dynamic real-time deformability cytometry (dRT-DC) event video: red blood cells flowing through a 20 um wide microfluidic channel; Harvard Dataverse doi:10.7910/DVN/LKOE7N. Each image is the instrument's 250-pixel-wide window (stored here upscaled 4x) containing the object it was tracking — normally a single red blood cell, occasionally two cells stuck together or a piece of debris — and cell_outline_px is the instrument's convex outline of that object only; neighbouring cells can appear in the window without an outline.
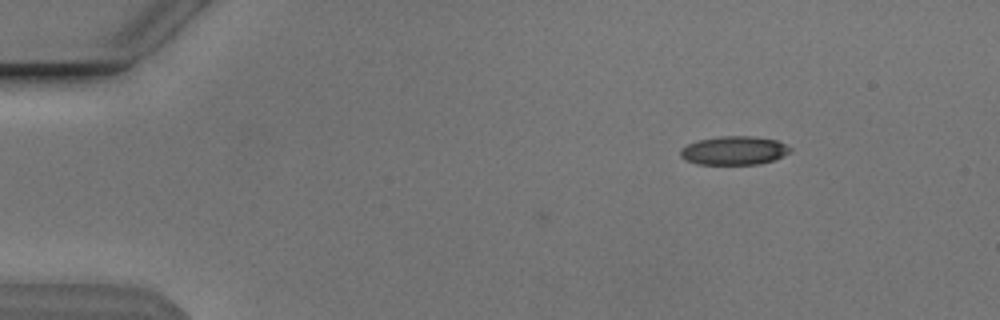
{"species": "Egyptian fruit bat (a non-hibernating species)", "species_latin": "Rousettus aegyptiacus", "temperature_condition": "cold", "stored_images_in_passage": 4, "camera_frame_rate_fps": 3000, "um_per_image_px": 0.085, "animal": {"sex": "male"}, "frame": {"image": 1, "passage_image": 4, "time_ms": 1.0, "image_size_px": [1000, 320], "cell_outline_px": [[792, 148], [784, 156], [760, 164], [696, 164], [680, 156], [680, 148], [696, 140], [720, 136], [752, 136], [776, 140]], "centroid_in_image_um": [62.37, 12.79], "position_along_channel_um": 22.6, "area_um2": 18.26}}